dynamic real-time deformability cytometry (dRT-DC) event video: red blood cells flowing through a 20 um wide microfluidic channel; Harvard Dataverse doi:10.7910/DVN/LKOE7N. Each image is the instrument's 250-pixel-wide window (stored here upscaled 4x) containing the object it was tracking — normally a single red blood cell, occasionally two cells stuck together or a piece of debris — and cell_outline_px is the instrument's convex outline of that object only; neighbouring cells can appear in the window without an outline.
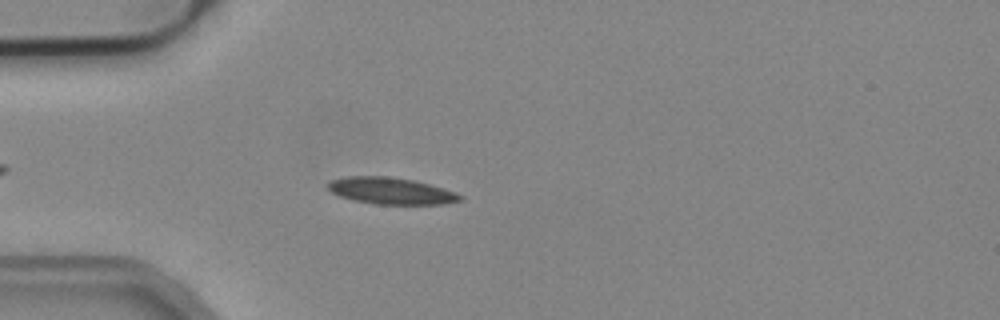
{"species": "common noctule bat (a hibernating species)", "species_latin": "Nyctalus noctula", "temperature_condition": "cold", "stored_images_in_passage": 45, "camera_frame_rate_fps": 3000, "um_per_image_px": 0.085, "animal": {"sex": "male", "body_mass_g": 19.2, "forearm_length_mm": 51.8}, "frame": {"image": 1, "passage_image": 8, "time_ms": 2.333, "image_size_px": [1000, 320], "cell_outline_px": [[464, 200], [444, 204], [372, 204], [352, 200], [340, 196], [332, 192], [328, 188], [328, 184], [332, 180], [348, 176], [392, 176], [412, 180], [444, 188], [456, 192], [464, 196]], "centroid_in_image_um": [33.28, 16.23], "position_along_channel_um": 51.7, "area_um2": 20.63}}
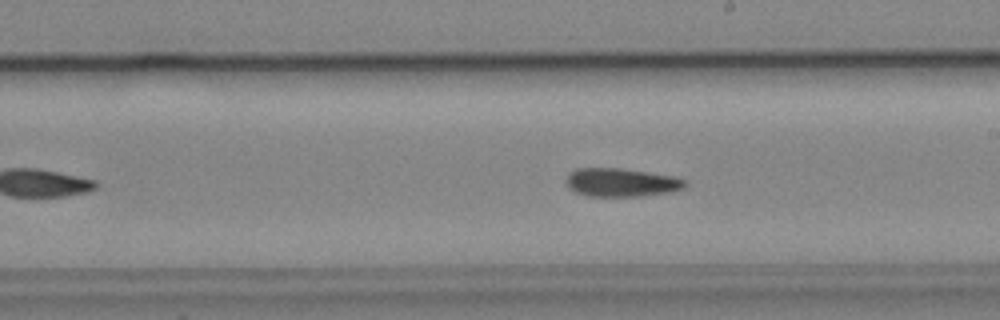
{"frame": {"image": 2, "passage_image": 23, "time_ms": 7.333, "image_size_px": [1000, 320], "cell_outline_px": [[688, 184], [684, 188], [668, 192], [640, 196], [588, 196], [576, 192], [568, 188], [564, 180], [568, 172], [576, 168], [620, 168], [648, 172], [672, 176], [688, 180]], "centroid_in_image_um": [52.77, 15.5], "position_along_channel_um": 236.2, "area_um2": 19.88}}
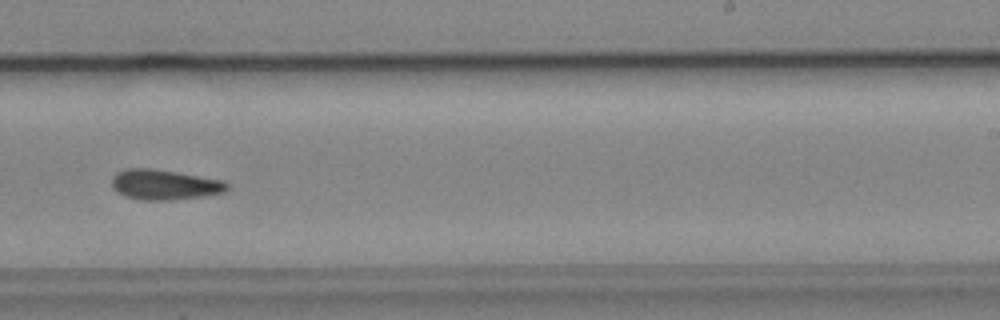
{"frame": {"image": 3, "passage_image": 26, "time_ms": 8.333, "image_size_px": [1000, 320], "cell_outline_px": [[228, 188], [224, 192], [204, 196], [168, 200], [144, 200], [124, 196], [116, 192], [112, 184], [112, 176], [116, 172], [124, 168], [152, 168], [224, 180], [228, 184]], "centroid_in_image_um": [13.95, 15.69], "position_along_channel_um": 275.0, "area_um2": 20.35}}